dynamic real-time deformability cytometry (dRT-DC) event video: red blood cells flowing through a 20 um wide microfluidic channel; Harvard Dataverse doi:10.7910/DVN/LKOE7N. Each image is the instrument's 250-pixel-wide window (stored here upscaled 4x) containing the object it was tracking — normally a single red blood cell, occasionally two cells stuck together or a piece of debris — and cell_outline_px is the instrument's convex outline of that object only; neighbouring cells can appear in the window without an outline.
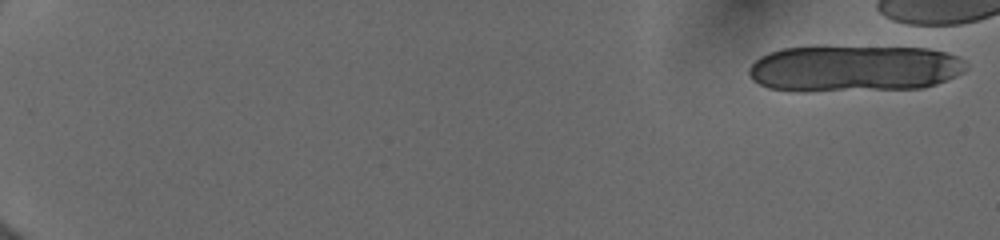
{"species": "human", "species_latin": "Homo sapiens", "temperature_condition": "cold", "stored_images_in_passage": 5, "camera_frame_rate_fps": 3000, "um_per_image_px": 0.085, "donor": {"sex": "female"}, "frame": {"image": 1, "passage_image": 1, "time_ms": 0.0, "image_size_px": [1000, 240], "cell_outline_px": [[968, 68], [964, 72], [956, 76], [936, 84], [924, 88], [808, 92], [796, 92], [768, 88], [752, 80], [748, 72], [748, 68], [760, 56], [768, 52], [784, 48], [928, 48], [944, 52], [956, 56], [964, 60]], "centroid_in_image_um": [72.59, 5.86], "position_along_channel_um": 12.4, "area_um2": 58.96}}